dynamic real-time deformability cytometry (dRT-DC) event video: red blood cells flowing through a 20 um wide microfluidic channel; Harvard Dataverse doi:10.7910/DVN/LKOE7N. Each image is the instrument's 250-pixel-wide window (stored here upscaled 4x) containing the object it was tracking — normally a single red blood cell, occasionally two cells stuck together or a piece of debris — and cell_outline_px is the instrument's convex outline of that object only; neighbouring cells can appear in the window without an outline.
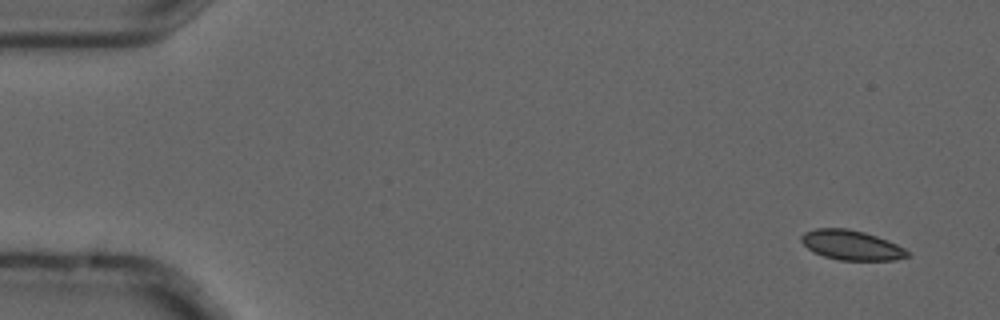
{"species": "common noctule bat (a hibernating species)", "species_latin": "Nyctalus noctula", "temperature_condition": "cold", "stored_images_in_passage": 3, "camera_frame_rate_fps": 3000, "um_per_image_px": 0.085, "animal": {"sex": "male", "forearm_length_mm": 52.5}, "frame": {"image": 1, "passage_image": 1, "time_ms": 0.0, "image_size_px": [1000, 320], "cell_outline_px": [[908, 256], [896, 260], [840, 260], [824, 256], [812, 252], [800, 240], [800, 236], [804, 232], [816, 228], [848, 228], [864, 232], [888, 240], [904, 248], [908, 252]], "centroid_in_image_um": [72.34, 20.83], "position_along_channel_um": 12.7, "area_um2": 18.38}}